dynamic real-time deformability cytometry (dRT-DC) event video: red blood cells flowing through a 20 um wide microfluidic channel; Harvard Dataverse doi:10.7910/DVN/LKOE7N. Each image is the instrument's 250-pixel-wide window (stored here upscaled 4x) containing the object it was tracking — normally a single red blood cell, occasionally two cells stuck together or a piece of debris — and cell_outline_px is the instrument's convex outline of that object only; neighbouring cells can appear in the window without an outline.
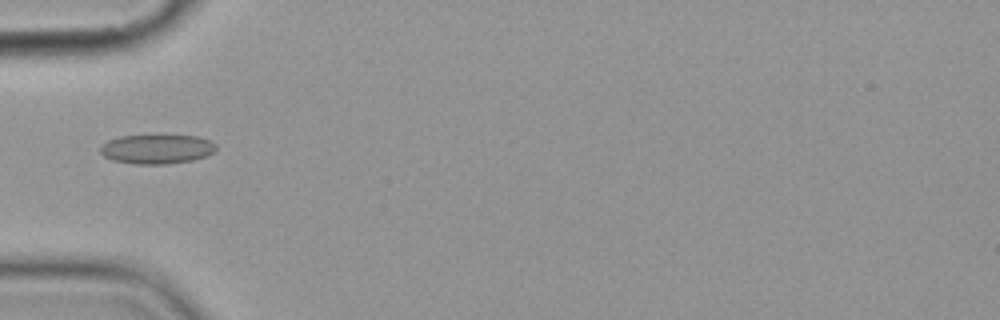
{"species": "common noctule bat (a hibernating species)", "species_latin": "Nyctalus noctula", "temperature_condition": "cold", "stored_images_in_passage": 7, "camera_frame_rate_fps": 3000, "um_per_image_px": 0.085, "animal": {"sex": "female", "body_mass_g": 19.9}, "frame": {"image": 1, "passage_image": 6, "time_ms": 5.667, "image_size_px": [1000, 320], "cell_outline_px": [[216, 148], [208, 156], [192, 160], [168, 164], [136, 164], [112, 160], [104, 156], [100, 152], [100, 148], [108, 140], [120, 136], [156, 132], [160, 132], [196, 136], [212, 140], [216, 144]], "centroid_in_image_um": [13.36, 12.61], "position_along_channel_um": 71.6, "area_um2": 20.87}}
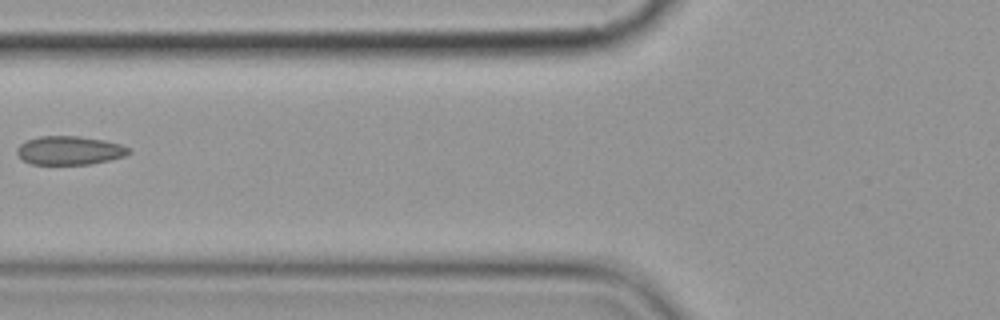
{"frame": {"image": 2, "passage_image": 7, "time_ms": 7.0, "image_size_px": [1000, 320], "cell_outline_px": [[132, 152], [124, 156], [108, 160], [88, 164], [32, 164], [24, 160], [16, 152], [16, 148], [20, 144], [28, 140], [40, 136], [80, 136], [104, 140], [120, 144], [132, 148]], "centroid_in_image_um": [5.94, 12.78], "position_along_channel_um": 119.9, "area_um2": 18.61}}